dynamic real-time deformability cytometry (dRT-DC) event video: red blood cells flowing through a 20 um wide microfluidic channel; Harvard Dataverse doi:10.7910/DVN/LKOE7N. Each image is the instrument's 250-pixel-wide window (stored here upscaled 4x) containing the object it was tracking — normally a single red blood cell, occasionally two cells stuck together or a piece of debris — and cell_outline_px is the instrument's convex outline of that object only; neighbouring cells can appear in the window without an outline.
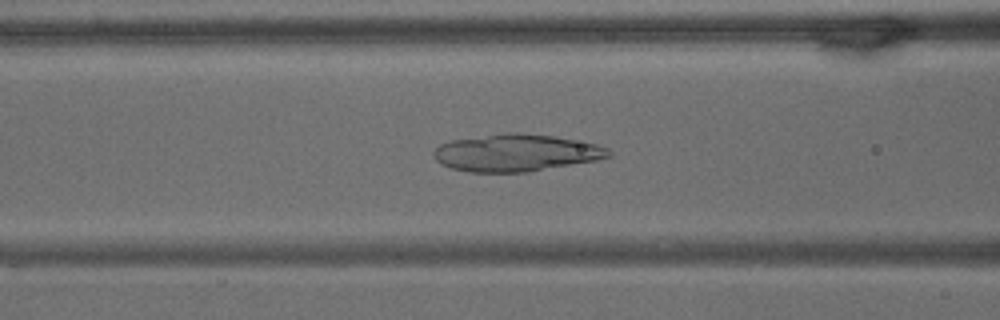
{"species": "common noctule bat (a hibernating species)", "species_latin": "Nyctalus noctula", "temperature_condition": "warm", "stored_images_in_passage": 58, "camera_frame_rate_fps": 3000, "um_per_image_px": 0.085, "animal": {"sex": "male", "body_mass_g": 15.6}, "frame": {"image": 1, "passage_image": 26, "time_ms": 8.333, "image_size_px": [1000, 320], "cell_outline_px": [[612, 156], [596, 160], [528, 172], [472, 172], [452, 168], [440, 164], [436, 160], [432, 152], [440, 144], [448, 140], [508, 132], [516, 132], [552, 136], [596, 144], [608, 148], [612, 152]], "centroid_in_image_um": [43.84, 12.98], "position_along_channel_um": 122.8, "area_um2": 37.86}}
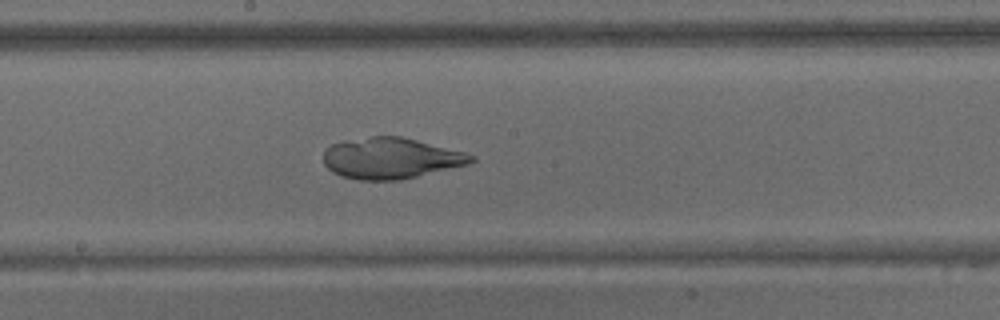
{"frame": {"image": 2, "passage_image": 35, "time_ms": 11.333, "image_size_px": [1000, 320], "cell_outline_px": [[476, 160], [468, 164], [400, 180], [360, 180], [344, 176], [332, 172], [324, 164], [324, 152], [332, 144], [344, 140], [372, 136], [400, 136], [464, 152], [476, 156]], "centroid_in_image_um": [33.21, 13.45], "position_along_channel_um": 215.0, "area_um2": 35.03}}
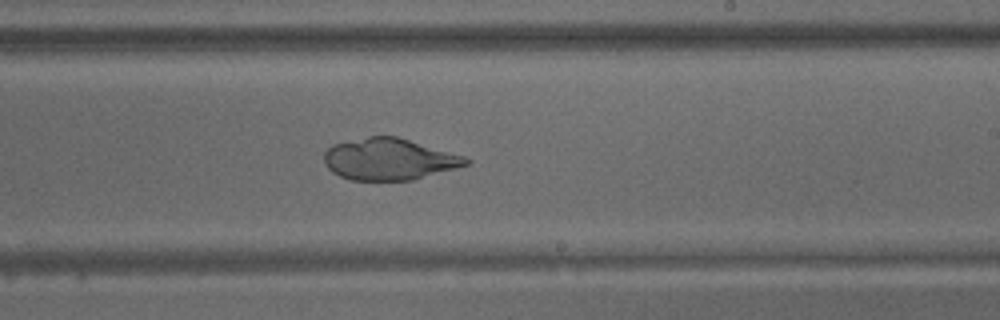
{"frame": {"image": 3, "passage_image": 39, "time_ms": 12.667, "image_size_px": [1000, 320], "cell_outline_px": [[472, 160], [468, 164], [456, 168], [412, 180], [352, 180], [340, 176], [332, 172], [324, 164], [324, 152], [332, 144], [368, 136], [396, 136], [464, 156]], "centroid_in_image_um": [33.05, 13.53], "position_along_channel_um": 256.0, "area_um2": 34.28}}